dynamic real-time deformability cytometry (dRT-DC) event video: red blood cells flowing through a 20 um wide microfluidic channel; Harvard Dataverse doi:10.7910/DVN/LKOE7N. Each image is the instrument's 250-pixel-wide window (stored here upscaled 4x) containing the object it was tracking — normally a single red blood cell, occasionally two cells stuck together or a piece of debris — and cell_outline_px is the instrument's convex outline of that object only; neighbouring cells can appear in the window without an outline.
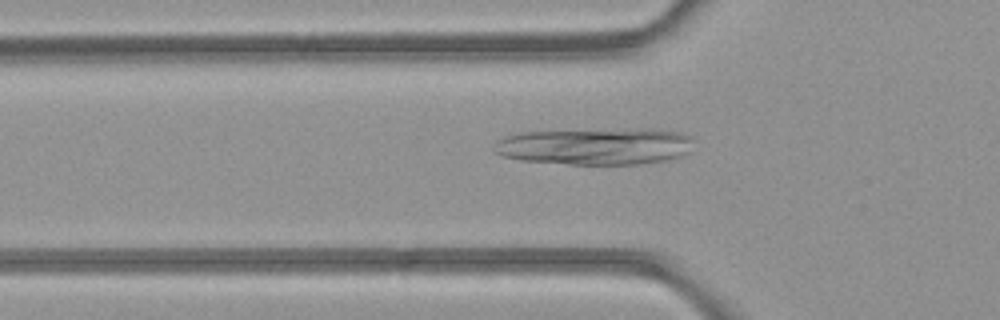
{"species": "common noctule bat (a hibernating species)", "species_latin": "Nyctalus noctula", "temperature_condition": "room temperature", "stored_images_in_passage": 42, "camera_frame_rate_fps": 3000, "um_per_image_px": 0.085, "animal": {"sex": "female", "body_mass_g": 21.9}, "frame": {"image": 1, "passage_image": 13, "time_ms": 4.0, "image_size_px": [1000, 320], "cell_outline_px": [[692, 140], [688, 152], [680, 156], [668, 160], [640, 164], [568, 164], [520, 160], [504, 156], [492, 152], [492, 148], [504, 136], [520, 132], [648, 128], [680, 132], [692, 136]], "centroid_in_image_um": [50.6, 12.43], "position_along_channel_um": 75.2, "area_um2": 43.0}}
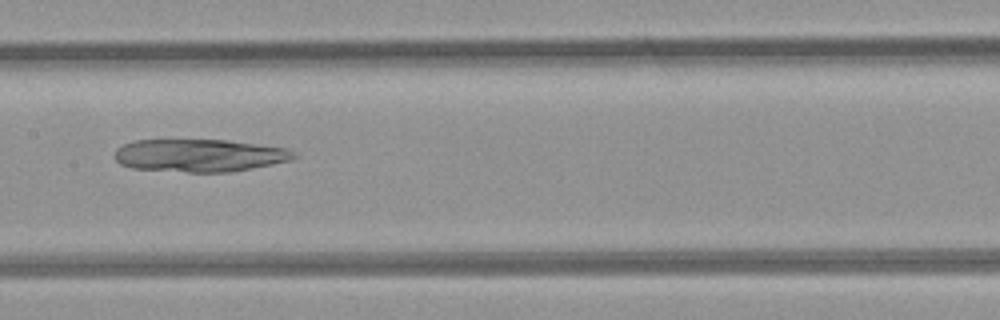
{"frame": {"image": 2, "passage_image": 21, "time_ms": 6.667, "image_size_px": [1000, 320], "cell_outline_px": [[296, 156], [292, 160], [232, 172], [188, 172], [132, 168], [120, 164], [112, 156], [116, 148], [124, 144], [136, 140], [228, 140], [284, 148], [296, 152]], "centroid_in_image_um": [16.92, 13.21], "position_along_channel_um": 190.5, "area_um2": 34.16}}
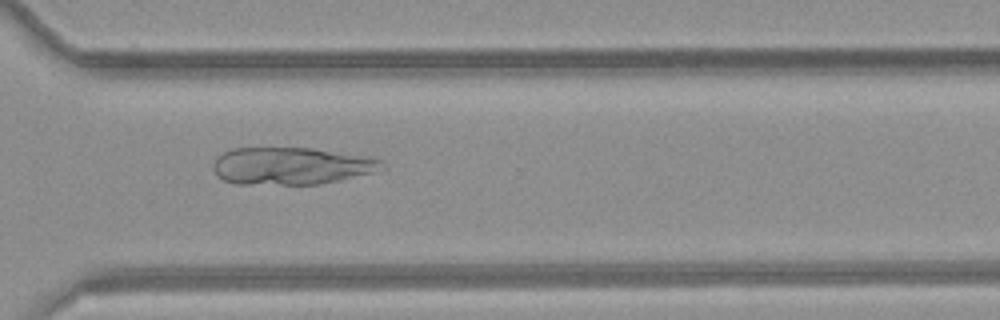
{"frame": {"image": 3, "passage_image": 32, "time_ms": 10.333, "image_size_px": [1000, 320], "cell_outline_px": [[388, 168], [340, 180], [320, 184], [236, 184], [224, 180], [216, 176], [212, 168], [212, 164], [216, 156], [232, 148], [312, 148], [372, 156], [380, 160]], "centroid_in_image_um": [24.76, 14.1], "position_along_channel_um": 345.8, "area_um2": 37.11}}